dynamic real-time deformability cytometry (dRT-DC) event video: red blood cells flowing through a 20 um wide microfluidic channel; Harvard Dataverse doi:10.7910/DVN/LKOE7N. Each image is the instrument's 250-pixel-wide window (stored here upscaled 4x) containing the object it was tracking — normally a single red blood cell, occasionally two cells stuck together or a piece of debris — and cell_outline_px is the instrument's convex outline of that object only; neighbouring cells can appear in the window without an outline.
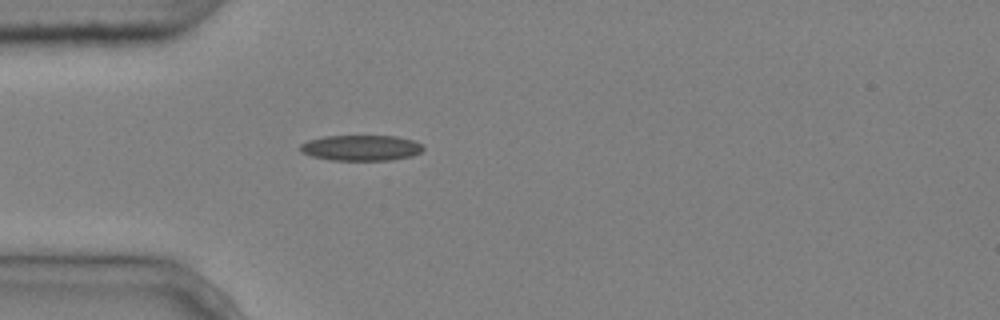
{"species": "common noctule bat (a hibernating species)", "species_latin": "Nyctalus noctula", "temperature_condition": "cold", "stored_images_in_passage": 1, "camera_frame_rate_fps": 3000, "um_per_image_px": 0.085, "animal": {"sex": "male", "body_mass_g": 20.4}, "frame": {"image": 1, "passage_image": 1, "time_ms": 0.0, "image_size_px": [1000, 320], "cell_outline_px": [[424, 148], [420, 152], [412, 156], [388, 160], [332, 160], [312, 156], [300, 152], [300, 144], [308, 140], [324, 136], [396, 136], [412, 140], [424, 144]], "centroid_in_image_um": [30.69, 12.56], "position_along_channel_um": 54.3, "area_um2": 18.38}}